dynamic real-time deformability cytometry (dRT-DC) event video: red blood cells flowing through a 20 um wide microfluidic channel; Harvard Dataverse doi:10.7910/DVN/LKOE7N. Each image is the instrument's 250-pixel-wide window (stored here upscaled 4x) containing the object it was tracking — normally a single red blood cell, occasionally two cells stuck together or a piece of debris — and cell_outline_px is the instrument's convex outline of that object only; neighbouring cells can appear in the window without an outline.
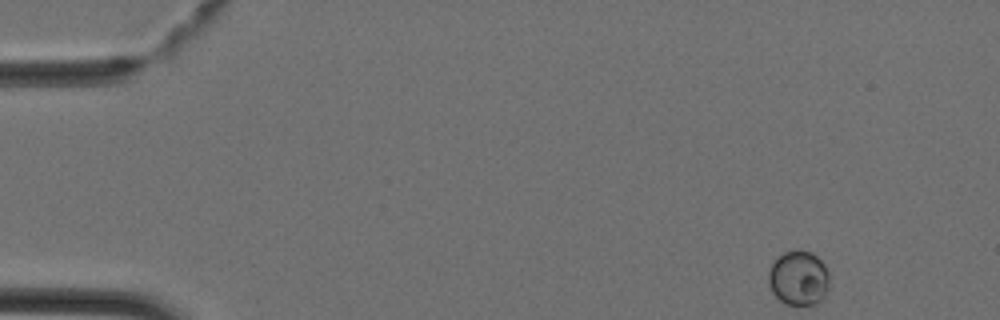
{"species": "Egyptian fruit bat (a non-hibernating species)", "species_latin": "Rousettus aegyptiacus", "temperature_condition": "cold", "stored_images_in_passage": 25, "camera_frame_rate_fps": 3000, "um_per_image_px": 0.085, "animal": {"sex": "female"}, "frame": {"image": 1, "passage_image": 1, "time_ms": 0.0, "image_size_px": [1000, 320], "cell_outline_px": [[828, 288], [824, 296], [816, 304], [784, 304], [772, 292], [768, 284], [768, 272], [772, 264], [784, 252], [796, 248], [812, 252], [824, 264], [828, 272]], "centroid_in_image_um": [67.87, 23.61], "position_along_channel_um": 17.1, "area_um2": 19.42}}
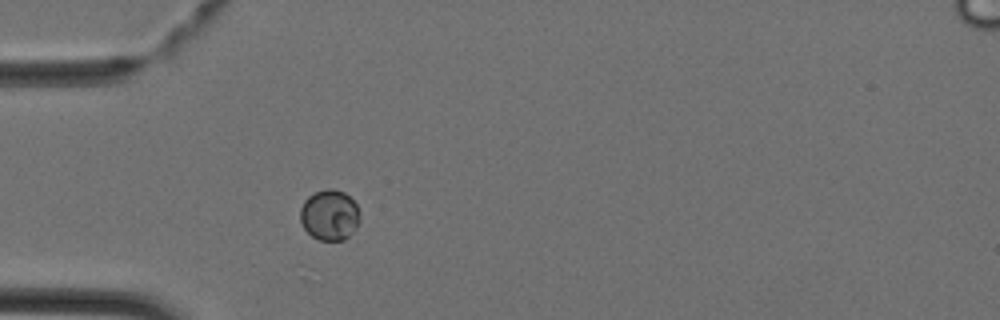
{"frame": {"image": 2, "passage_image": 10, "time_ms": 3.0, "image_size_px": [1000, 320], "cell_outline_px": [[360, 220], [356, 228], [344, 240], [320, 240], [312, 236], [304, 228], [300, 220], [300, 208], [304, 200], [308, 196], [316, 192], [328, 188], [332, 188], [344, 192], [356, 204], [360, 216]], "centroid_in_image_um": [28.01, 18.27], "position_along_channel_um": 57.0, "area_um2": 17.57}}
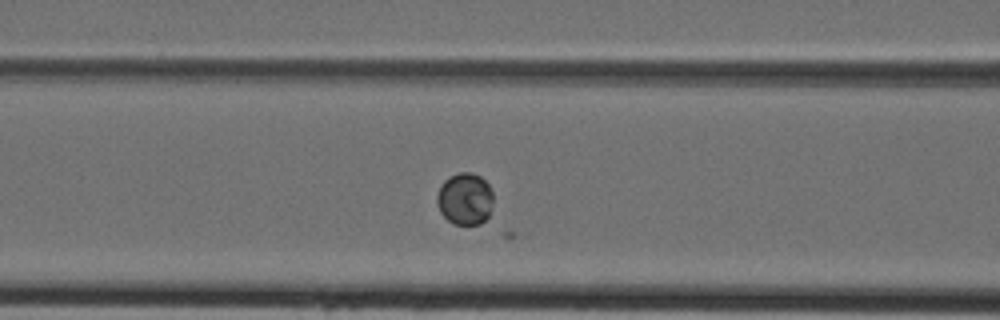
{"frame": {"image": 3, "passage_image": 15, "time_ms": 4.667, "image_size_px": [1000, 320], "cell_outline_px": [[492, 204], [488, 216], [480, 224], [456, 224], [448, 220], [440, 212], [436, 200], [436, 196], [440, 184], [448, 176], [460, 172], [472, 172], [480, 176], [488, 184], [492, 192]], "centroid_in_image_um": [39.5, 16.88], "position_along_channel_um": 127.1, "area_um2": 17.11}}